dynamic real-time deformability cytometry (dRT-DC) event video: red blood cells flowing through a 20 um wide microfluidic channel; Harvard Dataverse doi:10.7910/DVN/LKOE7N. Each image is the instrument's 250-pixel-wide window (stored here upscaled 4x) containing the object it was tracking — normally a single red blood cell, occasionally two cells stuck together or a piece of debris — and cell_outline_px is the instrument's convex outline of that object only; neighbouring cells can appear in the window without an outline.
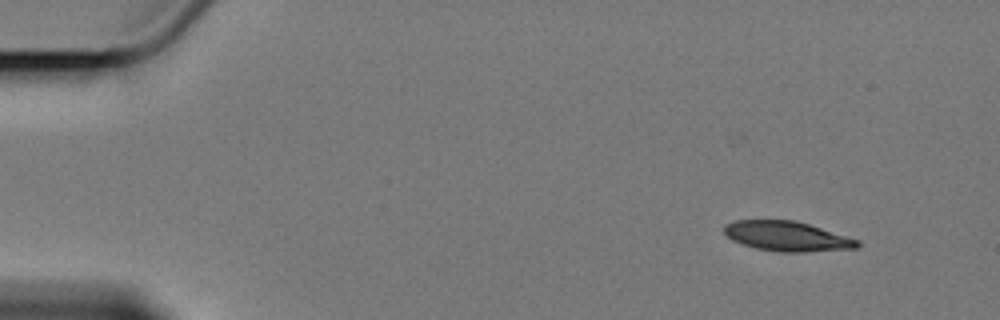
{"species": "Egyptian fruit bat (a non-hibernating species)", "species_latin": "Rousettus aegyptiacus", "temperature_condition": "cold", "stored_images_in_passage": 4, "camera_frame_rate_fps": 3000, "um_per_image_px": 0.085, "animal": {"sex": "female"}, "frame": {"image": 1, "passage_image": 1, "time_ms": 0.0, "image_size_px": [1000, 320], "cell_outline_px": [[860, 244], [856, 248], [804, 252], [780, 252], [756, 248], [732, 240], [724, 232], [724, 224], [732, 220], [796, 220], [860, 240]], "centroid_in_image_um": [66.89, 20.07], "position_along_channel_um": 18.1, "area_um2": 23.12}}